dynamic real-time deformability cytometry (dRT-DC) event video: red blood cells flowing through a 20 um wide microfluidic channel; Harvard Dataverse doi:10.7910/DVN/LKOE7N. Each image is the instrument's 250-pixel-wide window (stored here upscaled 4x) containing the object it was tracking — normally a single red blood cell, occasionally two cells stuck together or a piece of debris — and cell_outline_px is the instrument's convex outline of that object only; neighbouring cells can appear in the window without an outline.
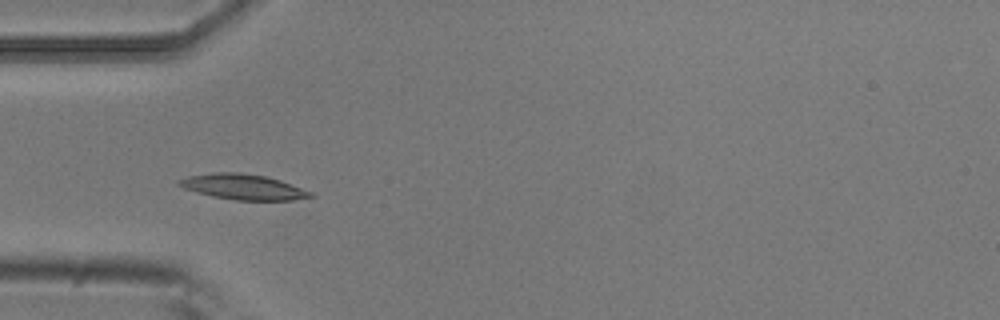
{"species": "common noctule bat (a hibernating species)", "species_latin": "Nyctalus noctula", "temperature_condition": "room temperature", "stored_images_in_passage": 8, "camera_frame_rate_fps": 3000, "um_per_image_px": 0.085, "animal": {"sex": "male", "body_mass_g": 20.5, "forearm_length_mm": 52.5}, "frame": {"image": 1, "passage_image": 4, "time_ms": 1.0, "image_size_px": [1000, 320], "cell_outline_px": [[316, 196], [292, 200], [236, 200], [212, 196], [196, 192], [184, 188], [176, 184], [176, 180], [188, 176], [212, 172], [240, 172], [264, 176], [280, 180], [312, 192]], "centroid_in_image_um": [20.63, 15.88], "position_along_channel_um": 64.4, "area_um2": 19.48}}
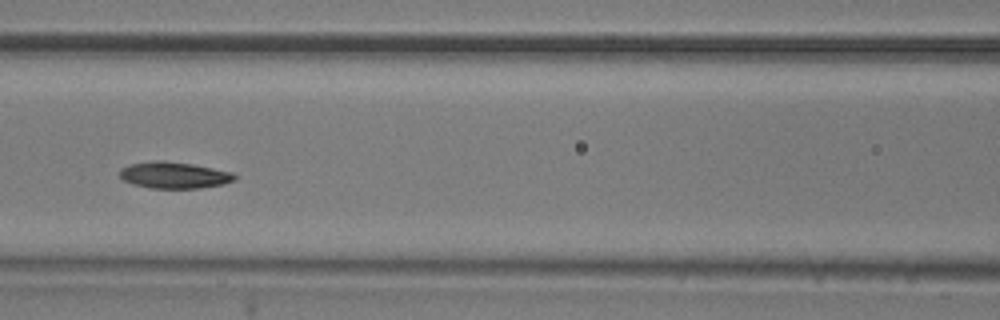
{"frame": {"image": 2, "passage_image": 6, "time_ms": 1.667, "image_size_px": [1000, 320], "cell_outline_px": [[236, 180], [224, 184], [200, 188], [148, 188], [132, 184], [124, 180], [120, 176], [120, 168], [128, 164], [156, 160], [164, 160], [192, 164], [232, 172], [236, 176]], "centroid_in_image_um": [14.78, 14.88], "position_along_channel_um": 151.8, "area_um2": 17.86}}
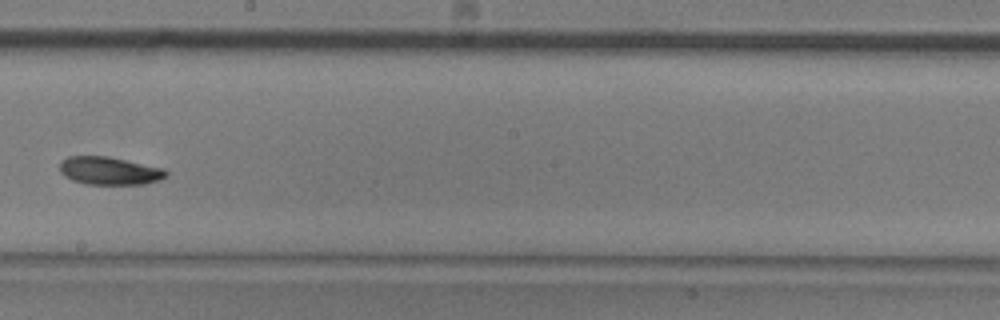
{"frame": {"image": 3, "passage_image": 8, "time_ms": 2.333, "image_size_px": [1000, 320], "cell_outline_px": [[168, 176], [160, 180], [144, 184], [84, 184], [72, 180], [64, 176], [60, 172], [60, 160], [68, 156], [108, 156], [164, 168], [168, 172]], "centroid_in_image_um": [9.3, 14.51], "position_along_channel_um": 238.9, "area_um2": 17.51}}